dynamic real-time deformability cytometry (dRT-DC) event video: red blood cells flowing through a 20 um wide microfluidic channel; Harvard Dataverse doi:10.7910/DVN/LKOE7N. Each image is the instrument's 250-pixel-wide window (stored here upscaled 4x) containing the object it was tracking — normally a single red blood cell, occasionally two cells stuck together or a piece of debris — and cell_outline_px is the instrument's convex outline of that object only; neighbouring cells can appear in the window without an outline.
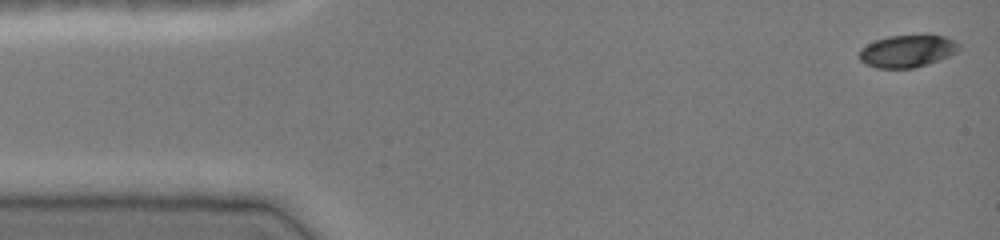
{"species": "common noctule bat (a hibernating species)", "species_latin": "Nyctalus noctula", "temperature_condition": "cold", "stored_images_in_passage": 44, "camera_frame_rate_fps": 3000, "um_per_image_px": 0.085, "animal": {"sex": "female", "body_mass_g": 19.0, "forearm_length_mm": 51.5}, "frame": {"image": 1, "passage_image": 1, "time_ms": 0.0, "image_size_px": [1000, 240], "cell_outline_px": [[960, 48], [956, 52], [948, 56], [912, 68], [876, 68], [860, 60], [860, 48], [876, 40], [888, 36], [924, 32], [928, 32], [944, 36], [960, 44]], "centroid_in_image_um": [77.14, 4.28], "position_along_channel_um": 7.9, "area_um2": 19.07}}
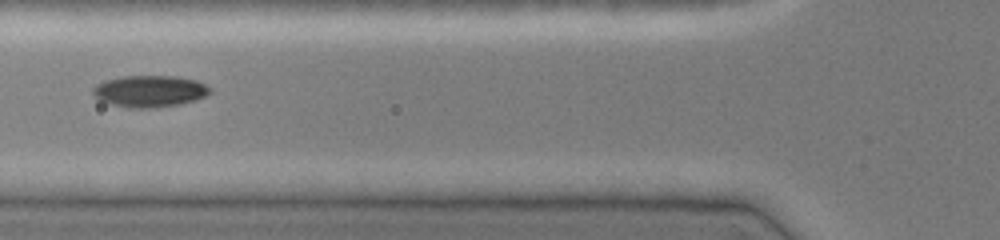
{"frame": {"image": 2, "passage_image": 17, "time_ms": 5.333, "image_size_px": [1000, 240], "cell_outline_px": [[212, 92], [204, 96], [180, 104], [148, 108], [132, 108], [112, 104], [100, 100], [92, 96], [92, 88], [96, 84], [104, 80], [120, 76], [176, 76], [196, 80], [212, 88]], "centroid_in_image_um": [12.68, 7.74], "position_along_channel_um": 113.1, "area_um2": 21.62}}
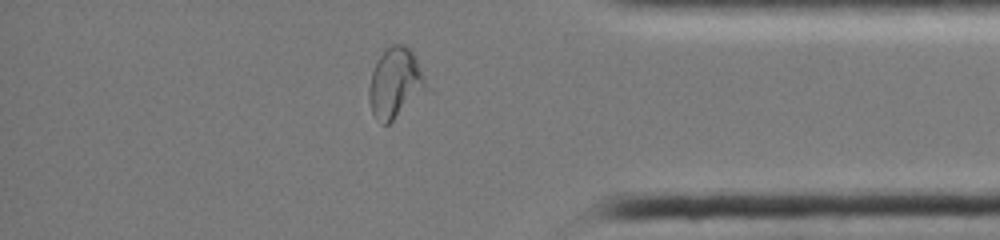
{"frame": {"image": 3, "passage_image": 39, "time_ms": 12.667, "image_size_px": [1000, 240], "cell_outline_px": [[428, 88], [388, 124], [380, 124], [372, 112], [368, 100], [368, 88], [372, 72], [380, 56], [392, 44], [404, 44], [416, 56], [424, 76]], "centroid_in_image_um": [33.58, 7.06], "position_along_channel_um": 401.6, "area_um2": 23.0}, "authors_computed_cell_mechanics": {"area_um2": 20.519, "velocity_mm_per_s": 4.0738, "shape_relaxation_time_tau1_ms": 8.2647, "shape_relaxation_time_tau2_ms": 1.226, "deformation_change_tau1": 0.2582, "deformation_change_tau2": 0.0374}}